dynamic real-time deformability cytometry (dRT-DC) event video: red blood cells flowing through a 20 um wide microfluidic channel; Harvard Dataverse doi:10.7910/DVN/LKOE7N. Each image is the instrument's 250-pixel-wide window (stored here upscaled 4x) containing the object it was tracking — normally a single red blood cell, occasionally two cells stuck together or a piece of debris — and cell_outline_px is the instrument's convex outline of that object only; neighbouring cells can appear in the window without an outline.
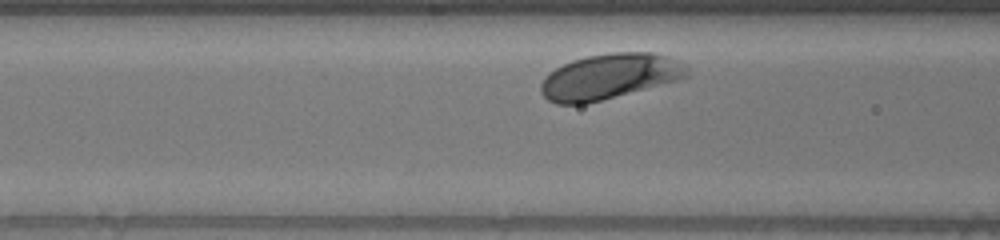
{"species": "human", "species_latin": "Homo sapiens", "temperature_condition": "warm", "stored_images_in_passage": 29, "camera_frame_rate_fps": 3000, "um_per_image_px": 0.085, "donor": {"sex": "male"}, "frame": {"image": 1, "passage_image": 6, "time_ms": 1.667, "image_size_px": [1000, 240], "cell_outline_px": [[688, 76], [676, 80], [600, 100], [584, 104], [556, 104], [548, 100], [540, 92], [540, 84], [544, 76], [556, 68], [572, 60], [588, 56], [612, 52], [652, 52], [664, 56], [684, 64], [688, 68]], "centroid_in_image_um": [51.74, 6.5], "position_along_channel_um": 114.9, "area_um2": 38.15}}
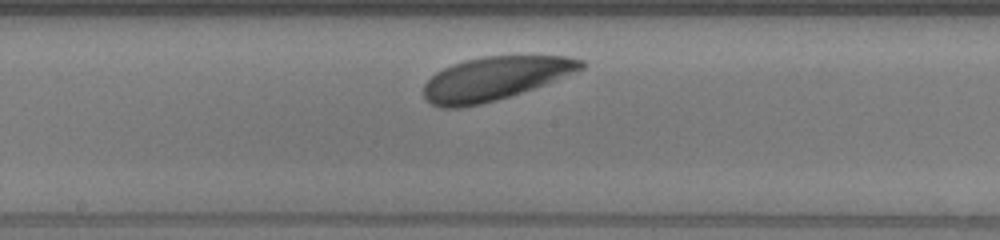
{"frame": {"image": 2, "passage_image": 14, "time_ms": 4.333, "image_size_px": [1000, 240], "cell_outline_px": [[588, 64], [584, 68], [576, 72], [544, 84], [496, 100], [480, 104], [460, 108], [440, 108], [432, 104], [424, 96], [424, 84], [436, 72], [452, 64], [464, 60], [484, 56], [568, 56], [584, 60]], "centroid_in_image_um": [42.07, 6.66], "position_along_channel_um": 206.1, "area_um2": 39.65}}
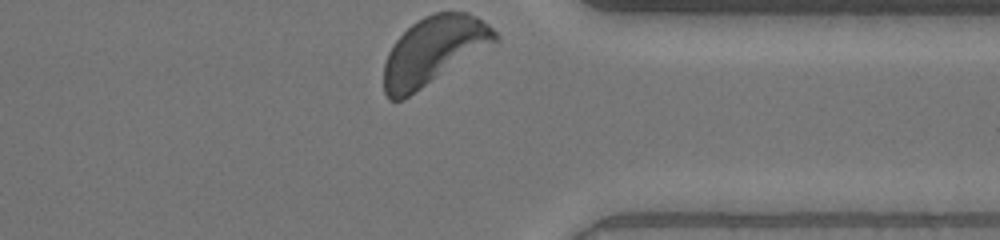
{"frame": {"image": 3, "passage_image": 29, "time_ms": 9.333, "image_size_px": [1000, 240], "cell_outline_px": [[500, 40], [404, 100], [388, 100], [384, 92], [384, 64], [388, 52], [396, 40], [416, 20], [432, 12], [468, 12], [476, 16], [488, 24], [500, 36]], "centroid_in_image_um": [36.86, 4.32], "position_along_channel_um": 374.5, "area_um2": 44.1}}